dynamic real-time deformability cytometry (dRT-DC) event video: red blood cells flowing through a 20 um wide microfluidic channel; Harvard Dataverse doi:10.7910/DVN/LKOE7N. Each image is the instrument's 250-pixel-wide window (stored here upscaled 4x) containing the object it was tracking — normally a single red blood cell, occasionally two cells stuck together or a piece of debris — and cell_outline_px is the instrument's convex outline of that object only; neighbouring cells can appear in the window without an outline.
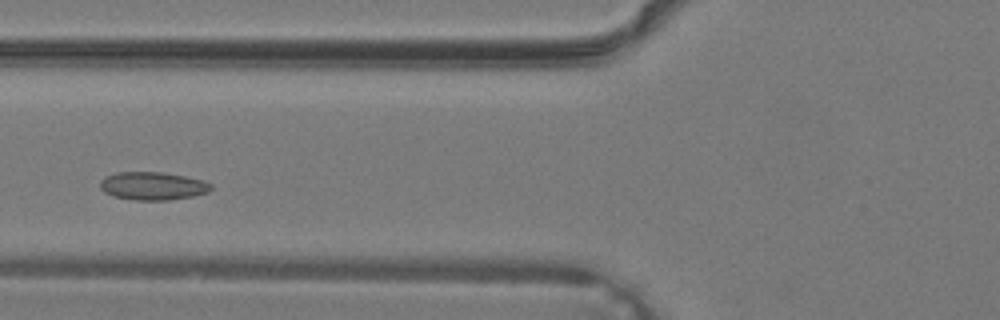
{"species": "common noctule bat (a hibernating species)", "species_latin": "Nyctalus noctula", "temperature_condition": "warm", "stored_images_in_passage": 26, "camera_frame_rate_fps": 3000, "um_per_image_px": 0.085, "animal": {"sex": "male", "body_mass_g": 19.2, "forearm_length_mm": 51.8}, "frame": {"image": 1, "passage_image": 3, "time_ms": 0.667, "image_size_px": [1000, 320], "cell_outline_px": [[212, 188], [208, 192], [192, 196], [168, 200], [136, 200], [112, 196], [104, 192], [100, 188], [100, 180], [104, 176], [116, 172], [164, 172], [184, 176], [200, 180], [212, 184]], "centroid_in_image_um": [12.94, 15.8], "position_along_channel_um": 112.9, "area_um2": 18.15}}
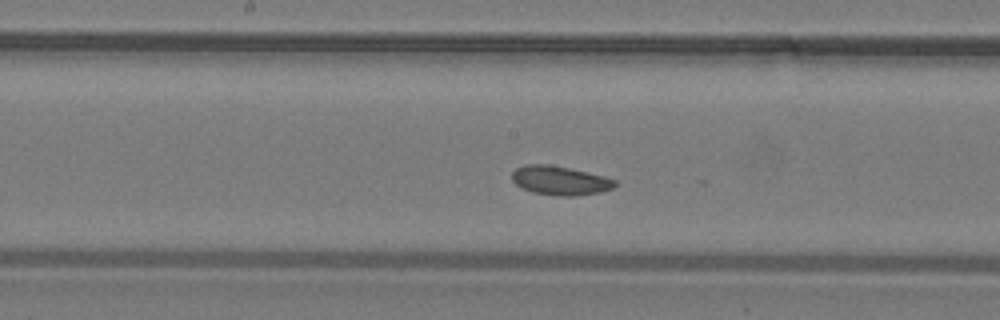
{"frame": {"image": 2, "passage_image": 8, "time_ms": 2.333, "image_size_px": [1000, 320], "cell_outline_px": [[616, 184], [612, 188], [600, 192], [576, 196], [560, 196], [532, 192], [520, 188], [512, 180], [512, 172], [516, 168], [524, 164], [548, 164], [568, 168], [604, 176], [616, 180]], "centroid_in_image_um": [47.56, 15.34], "position_along_channel_um": 200.6, "area_um2": 17.4}}
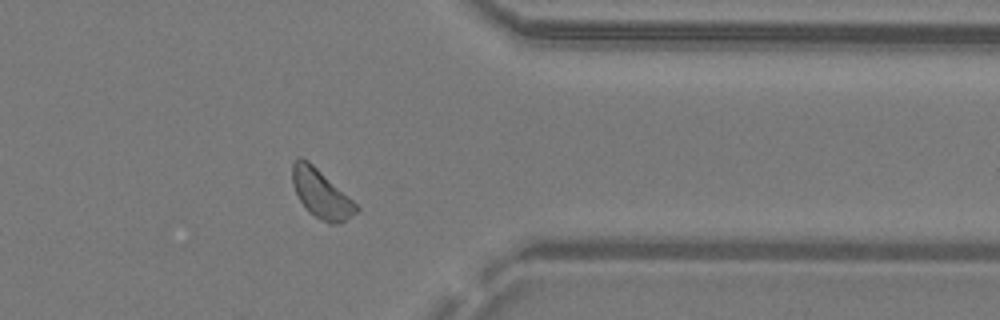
{"frame": {"image": 3, "passage_image": 19, "time_ms": 6.0, "image_size_px": [1000, 320], "cell_outline_px": [[360, 208], [356, 212], [340, 224], [328, 224], [308, 212], [300, 200], [292, 184], [292, 164], [296, 156], [300, 156], [308, 160], [352, 200]], "centroid_in_image_um": [27.26, 16.46], "position_along_channel_um": 384.1, "area_um2": 17.92}}